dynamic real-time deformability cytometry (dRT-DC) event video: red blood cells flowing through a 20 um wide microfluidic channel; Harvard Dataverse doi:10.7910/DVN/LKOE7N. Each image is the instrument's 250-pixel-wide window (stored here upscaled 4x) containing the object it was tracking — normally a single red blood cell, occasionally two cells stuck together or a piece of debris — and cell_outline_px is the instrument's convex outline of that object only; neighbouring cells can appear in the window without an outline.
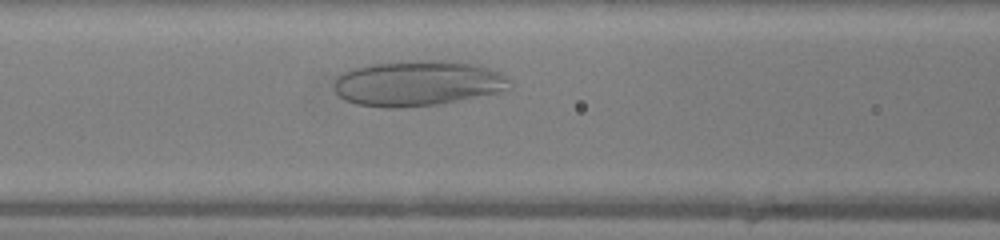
{"species": "human", "species_latin": "Homo sapiens", "temperature_condition": "warm", "stored_images_in_passage": 29, "camera_frame_rate_fps": 3000, "um_per_image_px": 0.085, "donor": {"sex": "female"}, "frame": {"image": 1, "passage_image": 10, "time_ms": 3.0, "image_size_px": [1000, 240], "cell_outline_px": [[512, 92], [444, 104], [396, 108], [388, 108], [356, 104], [344, 100], [336, 92], [332, 84], [336, 76], [344, 72], [356, 68], [372, 64], [408, 60], [448, 60], [476, 64], [500, 72], [508, 80], [512, 88]], "centroid_in_image_um": [35.6, 7.1], "position_along_channel_um": 131.0, "area_um2": 47.69}}
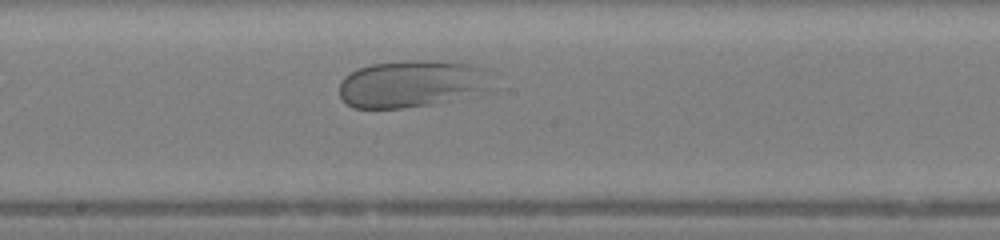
{"frame": {"image": 2, "passage_image": 16, "time_ms": 5.0, "image_size_px": [1000, 240], "cell_outline_px": [[484, 68], [480, 88], [432, 104], [404, 108], [352, 108], [340, 96], [340, 80], [344, 76], [360, 68], [372, 64], [412, 60], [436, 60], [472, 64]], "centroid_in_image_um": [34.73, 7.1], "position_along_channel_um": 213.5, "area_um2": 39.94}}
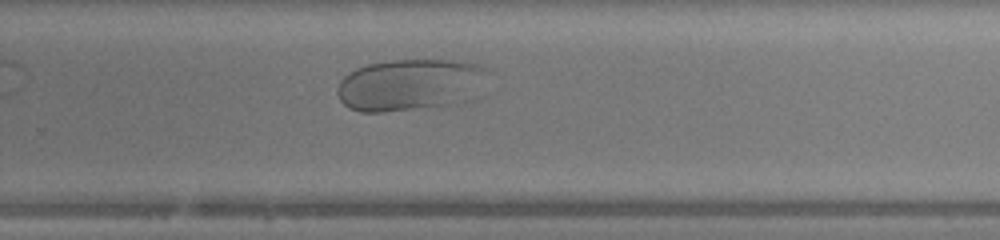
{"frame": {"image": 3, "passage_image": 22, "time_ms": 7.0, "image_size_px": [1000, 240], "cell_outline_px": [[488, 68], [456, 104], [384, 112], [360, 112], [348, 108], [340, 100], [336, 92], [340, 80], [348, 72], [356, 68], [368, 64], [392, 60], [460, 60], [476, 64]], "centroid_in_image_um": [34.62, 7.19], "position_along_channel_um": 295.2, "area_um2": 44.04}}